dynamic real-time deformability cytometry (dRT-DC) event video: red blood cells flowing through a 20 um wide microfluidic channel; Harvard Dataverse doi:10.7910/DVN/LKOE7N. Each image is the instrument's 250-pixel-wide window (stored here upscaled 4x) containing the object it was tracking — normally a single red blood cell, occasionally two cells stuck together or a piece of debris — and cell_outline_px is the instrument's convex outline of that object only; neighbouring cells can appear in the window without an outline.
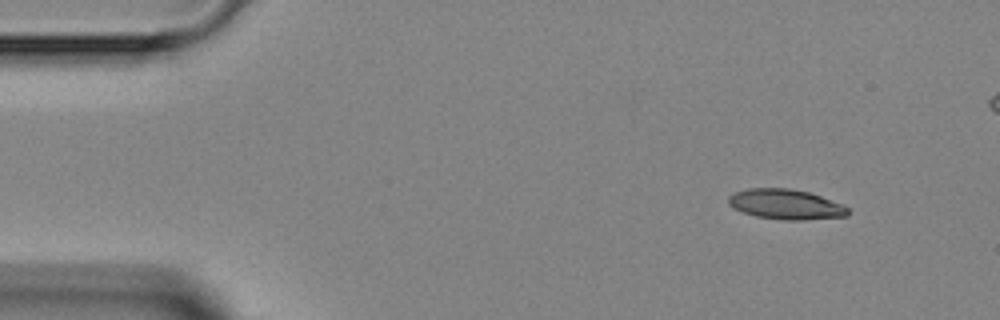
{"species": "Egyptian fruit bat (a non-hibernating species)", "species_latin": "Rousettus aegyptiacus", "temperature_condition": "room temperature", "stored_images_in_passage": 2, "camera_frame_rate_fps": 3000, "um_per_image_px": 0.085, "animal": {"sex": "female"}, "frame": {"image": 1, "passage_image": 1, "time_ms": 0.0, "image_size_px": [1000, 320], "cell_outline_px": [[848, 216], [804, 220], [784, 220], [756, 216], [732, 208], [728, 204], [728, 196], [736, 192], [748, 188], [788, 188], [808, 192], [820, 196], [840, 204], [848, 208]], "centroid_in_image_um": [66.75, 17.37], "position_along_channel_um": 18.2, "area_um2": 20.81}}